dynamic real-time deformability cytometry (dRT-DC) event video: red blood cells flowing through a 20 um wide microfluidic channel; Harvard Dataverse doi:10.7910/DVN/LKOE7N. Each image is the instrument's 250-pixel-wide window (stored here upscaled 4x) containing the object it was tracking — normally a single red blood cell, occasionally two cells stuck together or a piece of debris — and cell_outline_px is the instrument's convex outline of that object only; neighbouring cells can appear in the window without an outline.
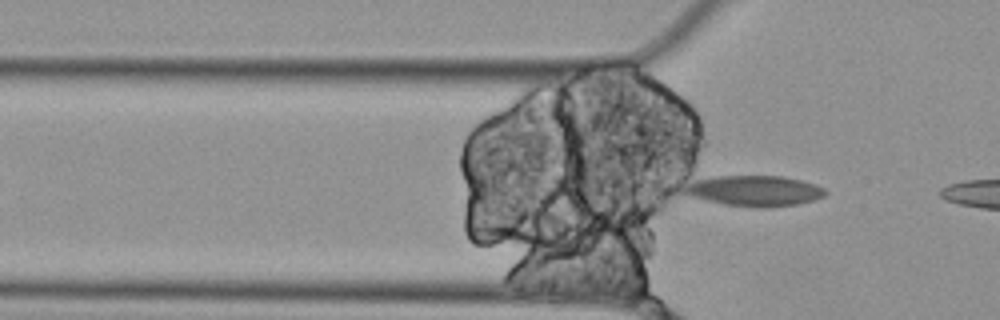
{"species": "Egyptian fruit bat (a non-hibernating species)", "species_latin": "Rousettus aegyptiacus", "temperature_condition": "cold", "stored_images_in_passage": 3, "camera_frame_rate_fps": 3000, "um_per_image_px": 0.085, "animal": {"sex": "female"}, "frame": {"image": 1, "passage_image": 3, "time_ms": 0.667, "image_size_px": [1000, 320], "cell_outline_px": [[828, 192], [824, 196], [812, 200], [796, 204], [764, 208], [724, 204], [708, 200], [684, 192], [684, 188], [688, 184], [696, 180], [720, 176], [784, 176], [816, 184], [824, 188]], "centroid_in_image_um": [64.21, 16.21], "position_along_channel_um": 61.6, "area_um2": 24.62}}